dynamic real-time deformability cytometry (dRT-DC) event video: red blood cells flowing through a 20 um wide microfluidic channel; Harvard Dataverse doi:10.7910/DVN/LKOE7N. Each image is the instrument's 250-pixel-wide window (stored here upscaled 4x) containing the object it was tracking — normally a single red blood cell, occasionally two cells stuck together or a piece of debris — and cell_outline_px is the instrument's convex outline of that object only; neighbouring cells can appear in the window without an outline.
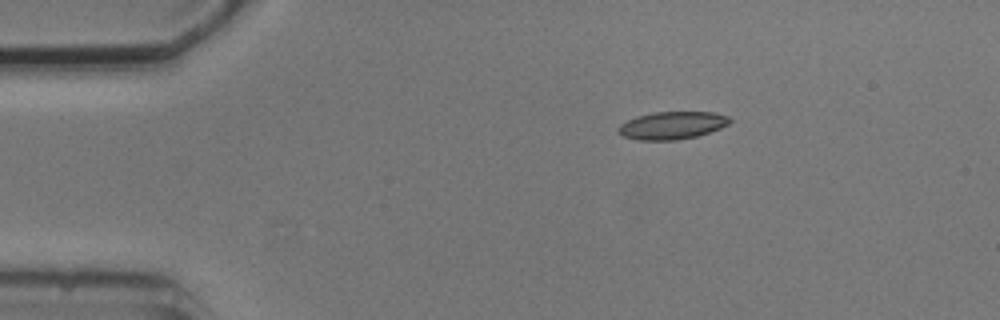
{"species": "common noctule bat (a hibernating species)", "species_latin": "Nyctalus noctula", "temperature_condition": "cold", "stored_images_in_passage": 9, "camera_frame_rate_fps": 3000, "um_per_image_px": 0.085, "animal": {"sex": "male", "body_mass_g": 20.5, "forearm_length_mm": 52.5}, "frame": {"image": 1, "passage_image": 2, "time_ms": 2.333, "image_size_px": [1000, 320], "cell_outline_px": [[732, 120], [728, 124], [720, 128], [696, 136], [676, 140], [640, 140], [624, 136], [616, 128], [620, 124], [636, 116], [656, 112], [712, 112], [728, 116]], "centroid_in_image_um": [57.13, 10.65], "position_along_channel_um": 27.9, "area_um2": 17.74}}
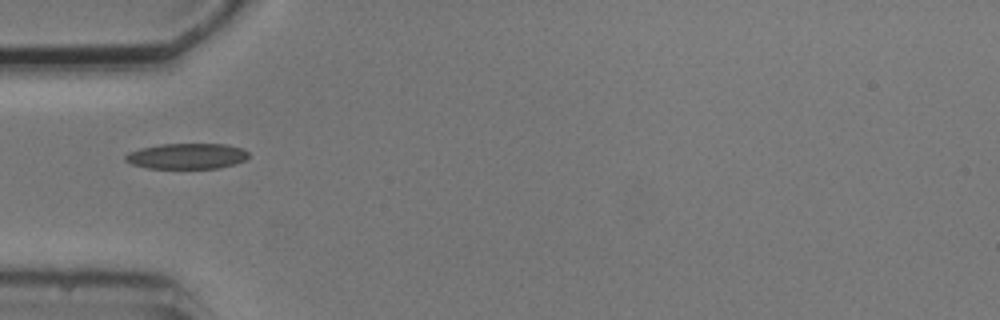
{"frame": {"image": 2, "passage_image": 4, "time_ms": 5.0, "image_size_px": [1000, 320], "cell_outline_px": [[248, 156], [244, 160], [236, 164], [220, 168], [148, 168], [132, 164], [124, 160], [124, 156], [128, 152], [140, 148], [160, 144], [224, 144], [240, 148], [248, 152]], "centroid_in_image_um": [15.85, 13.27], "position_along_channel_um": 69.1, "area_um2": 18.38}}
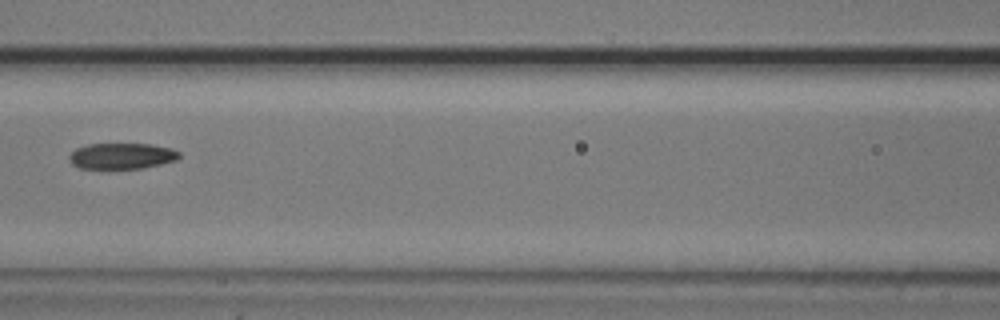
{"frame": {"image": 3, "passage_image": 6, "time_ms": 7.333, "image_size_px": [1000, 320], "cell_outline_px": [[180, 156], [176, 160], [144, 168], [80, 168], [72, 164], [68, 160], [68, 156], [76, 148], [88, 144], [152, 144], [172, 148], [180, 152]], "centroid_in_image_um": [10.35, 13.25], "position_along_channel_um": 156.2, "area_um2": 16.65}}